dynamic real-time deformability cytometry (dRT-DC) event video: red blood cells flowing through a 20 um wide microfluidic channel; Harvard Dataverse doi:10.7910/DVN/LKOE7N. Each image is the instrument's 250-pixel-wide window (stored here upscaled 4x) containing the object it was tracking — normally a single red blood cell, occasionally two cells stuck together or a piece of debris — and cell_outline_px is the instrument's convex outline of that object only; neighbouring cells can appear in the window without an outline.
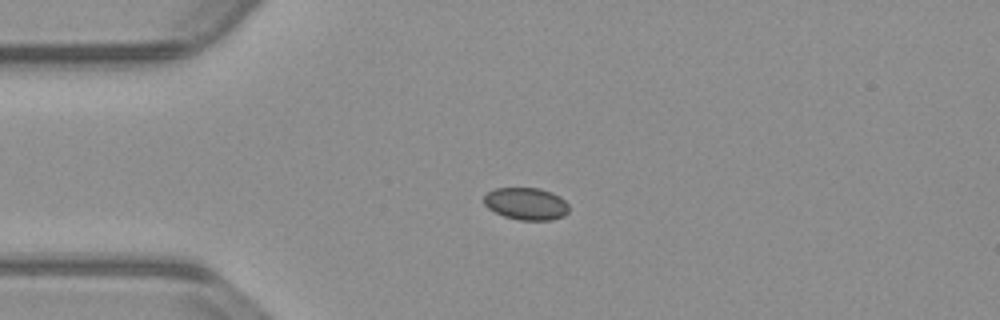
{"species": "common noctule bat (a hibernating species)", "species_latin": "Nyctalus noctula", "temperature_condition": "warm", "stored_images_in_passage": 42, "camera_frame_rate_fps": 3000, "um_per_image_px": 0.085, "animal": {"sex": "male", "body_mass_g": 23.1, "forearm_length_mm": 52.7}, "frame": {"image": 1, "passage_image": 1, "time_ms": 0.0, "image_size_px": [1000, 320], "cell_outline_px": [[568, 212], [564, 216], [552, 220], [520, 220], [504, 216], [488, 208], [484, 204], [484, 196], [488, 192], [496, 188], [540, 188], [552, 192], [560, 196], [568, 204]], "centroid_in_image_um": [44.74, 17.31], "position_along_channel_um": 40.3, "area_um2": 16.01}}
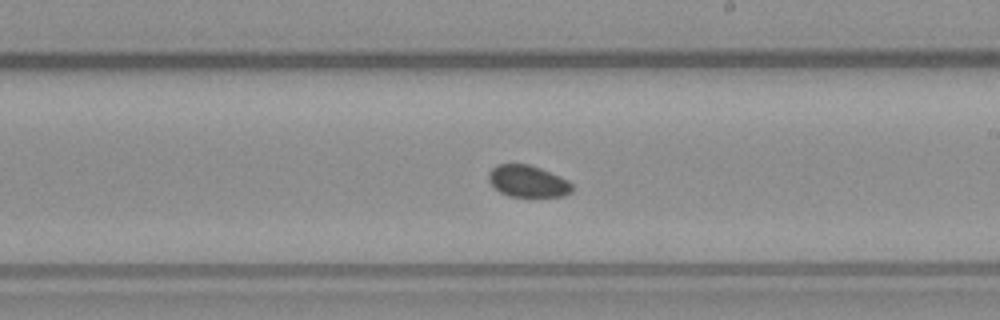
{"frame": {"image": 2, "passage_image": 19, "time_ms": 6.0, "image_size_px": [1000, 320], "cell_outline_px": [[572, 192], [564, 196], [508, 196], [500, 192], [488, 180], [488, 172], [496, 164], [528, 164], [540, 168], [560, 176], [568, 180], [572, 184]], "centroid_in_image_um": [44.86, 15.4], "position_along_channel_um": 244.1, "area_um2": 15.43}}
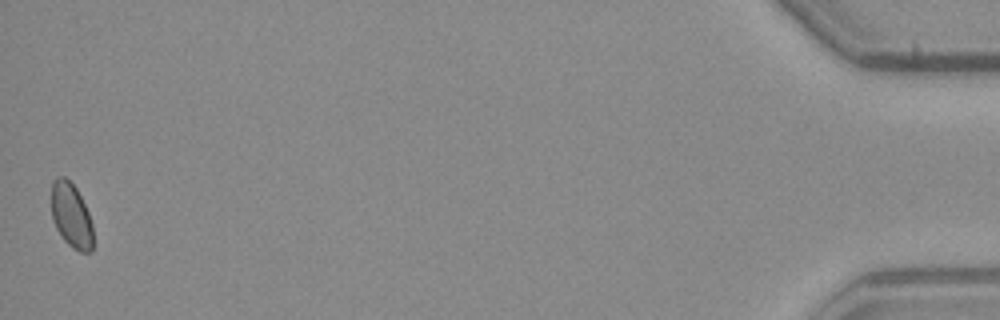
{"frame": {"image": 3, "passage_image": 42, "time_ms": 13.667, "image_size_px": [1000, 320], "cell_outline_px": [[92, 252], [80, 252], [72, 248], [64, 240], [56, 228], [52, 220], [52, 180], [56, 176], [64, 176], [76, 188], [88, 212], [92, 224]], "centroid_in_image_um": [6.04, 18.32], "position_along_channel_um": 429.2, "area_um2": 15.66}}